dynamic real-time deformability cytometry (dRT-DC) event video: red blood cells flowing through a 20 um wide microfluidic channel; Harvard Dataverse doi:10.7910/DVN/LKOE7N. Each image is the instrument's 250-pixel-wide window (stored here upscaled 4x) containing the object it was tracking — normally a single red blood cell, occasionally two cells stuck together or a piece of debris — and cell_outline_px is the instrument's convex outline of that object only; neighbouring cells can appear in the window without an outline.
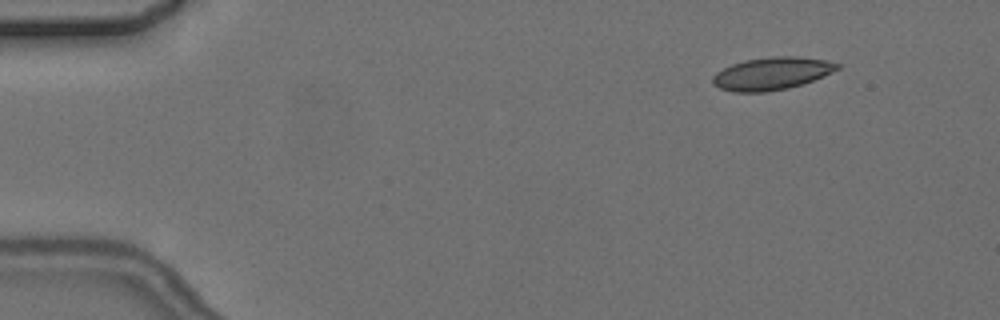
{"species": "common noctule bat (a hibernating species)", "species_latin": "Nyctalus noctula", "temperature_condition": "cold", "stored_images_in_passage": 5, "camera_frame_rate_fps": 3000, "um_per_image_px": 0.085, "animal": {"sex": "female", "body_mass_g": 24.6, "forearm_length_mm": 56.2}, "frame": {"image": 1, "passage_image": 2, "time_ms": 1.333, "image_size_px": [1000, 320], "cell_outline_px": [[840, 68], [832, 72], [804, 84], [788, 88], [768, 92], [732, 92], [720, 88], [712, 84], [712, 76], [716, 72], [732, 64], [744, 60], [772, 56], [796, 56], [824, 60], [840, 64]], "centroid_in_image_um": [65.58, 6.26], "position_along_channel_um": 19.4, "area_um2": 23.76}}